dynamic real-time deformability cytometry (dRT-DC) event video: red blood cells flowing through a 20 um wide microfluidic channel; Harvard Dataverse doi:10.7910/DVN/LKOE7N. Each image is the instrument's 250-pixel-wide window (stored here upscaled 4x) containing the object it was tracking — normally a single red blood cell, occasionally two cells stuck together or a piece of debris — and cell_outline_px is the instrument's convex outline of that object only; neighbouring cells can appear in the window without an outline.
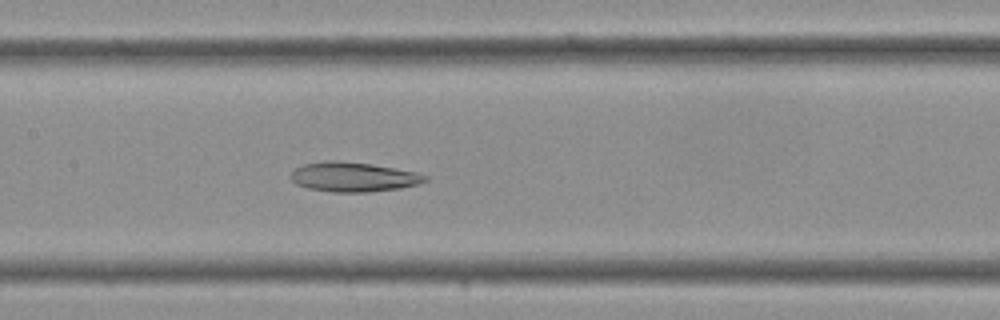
{"species": "Egyptian fruit bat (a non-hibernating species)", "species_latin": "Rousettus aegyptiacus", "temperature_condition": "cold", "stored_images_in_passage": 36, "camera_frame_rate_fps": 3000, "um_per_image_px": 0.085, "frame": {"image": 1, "passage_image": 17, "time_ms": 5.333, "image_size_px": [1000, 320], "cell_outline_px": [[428, 180], [416, 184], [400, 188], [368, 192], [332, 192], [308, 188], [296, 184], [292, 180], [292, 172], [296, 168], [304, 164], [328, 160], [336, 160], [372, 164], [416, 172], [428, 176]], "centroid_in_image_um": [30.04, 15.04], "position_along_channel_um": 177.4, "area_um2": 23.0}}
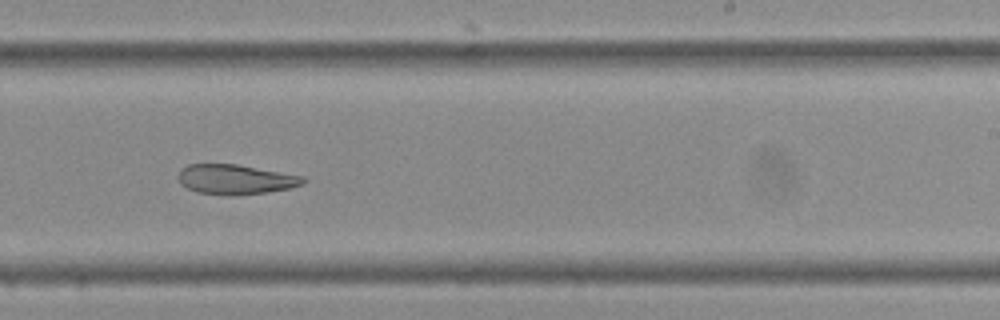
{"frame": {"image": 2, "passage_image": 22, "time_ms": 7.0, "image_size_px": [1000, 320], "cell_outline_px": [[308, 180], [304, 184], [292, 188], [268, 192], [196, 192], [180, 184], [176, 176], [180, 168], [188, 164], [236, 164], [304, 176]], "centroid_in_image_um": [20.03, 15.19], "position_along_channel_um": 269.0, "area_um2": 21.04}}
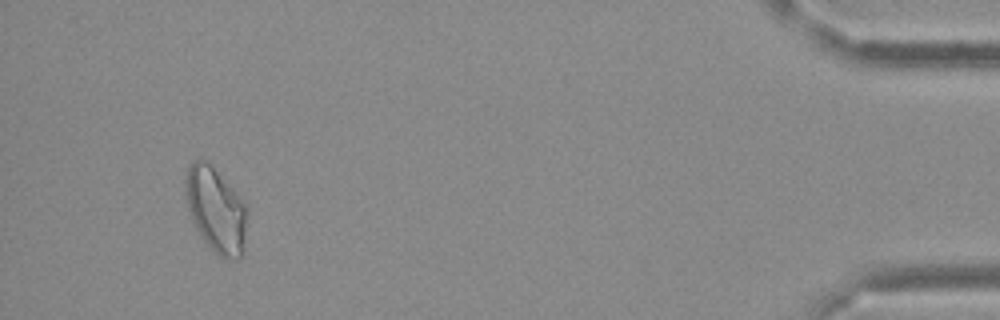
{"frame": {"image": 3, "passage_image": 34, "time_ms": 11.0, "image_size_px": [1000, 320], "cell_outline_px": [[248, 216], [244, 252], [236, 260], [232, 260], [220, 256], [204, 240], [188, 208], [184, 192], [184, 180], [188, 168], [196, 160], [204, 160], [244, 200]], "centroid_in_image_um": [18.39, 17.87], "position_along_channel_um": 416.8, "area_um2": 30.0}}